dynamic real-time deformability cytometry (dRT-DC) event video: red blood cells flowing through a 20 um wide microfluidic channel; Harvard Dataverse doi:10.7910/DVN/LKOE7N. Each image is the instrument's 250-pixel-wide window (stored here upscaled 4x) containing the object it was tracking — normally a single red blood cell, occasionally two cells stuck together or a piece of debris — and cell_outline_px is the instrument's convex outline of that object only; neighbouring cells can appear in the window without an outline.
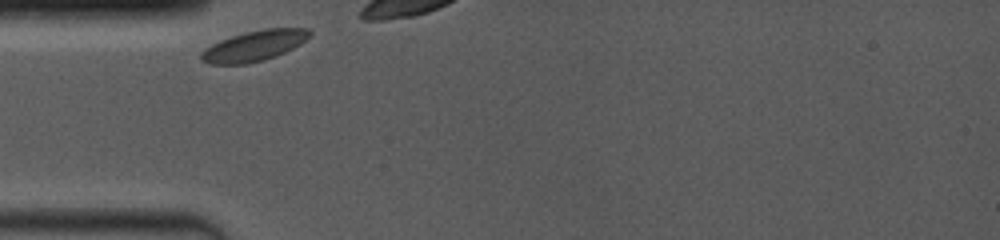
{"species": "common noctule bat (a hibernating species)", "species_latin": "Nyctalus noctula", "temperature_condition": "room temperature", "stored_images_in_passage": 6, "camera_frame_rate_fps": 4000, "um_per_image_px": 0.085, "animal": {"sex": "female", "body_mass_g": 19.0, "forearm_length_mm": 53.3}, "frame": {"image": 1, "passage_image": 1, "time_ms": 0.0, "image_size_px": [1000, 240], "cell_outline_px": [[312, 32], [300, 44], [276, 56], [264, 60], [244, 64], [212, 64], [200, 60], [200, 52], [204, 48], [220, 40], [244, 32], [264, 28], [308, 28]], "centroid_in_image_um": [21.57, 3.89], "position_along_channel_um": 63.4, "area_um2": 19.25}}